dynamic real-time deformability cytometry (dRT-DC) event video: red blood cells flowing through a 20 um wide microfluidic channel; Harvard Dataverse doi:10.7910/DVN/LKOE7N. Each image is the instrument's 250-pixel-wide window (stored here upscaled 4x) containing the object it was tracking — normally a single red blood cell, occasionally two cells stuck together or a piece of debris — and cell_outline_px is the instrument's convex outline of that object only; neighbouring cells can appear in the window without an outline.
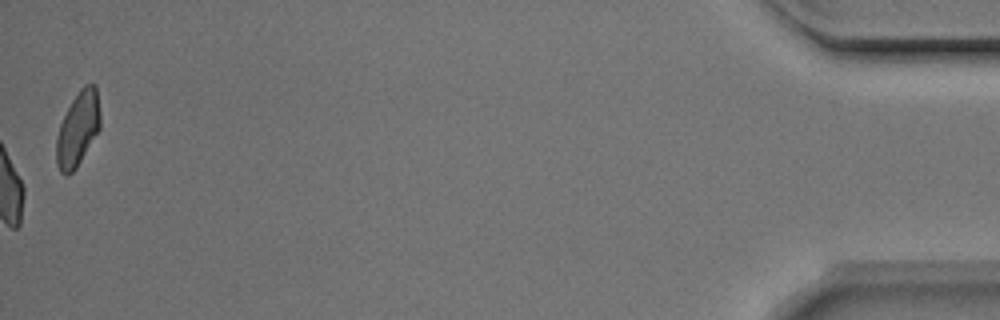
{"species": "Egyptian fruit bat (a non-hibernating species)", "species_latin": "Rousettus aegyptiacus", "temperature_condition": "room temperature", "stored_images_in_passage": 53, "camera_frame_rate_fps": 3000, "um_per_image_px": 0.085, "animal": {"sex": "male"}, "frame": {"image": 1, "passage_image": 53, "time_ms": 17.333, "image_size_px": [1000, 320], "cell_outline_px": [[100, 128], [76, 168], [68, 176], [60, 172], [56, 164], [56, 136], [60, 124], [72, 100], [80, 88], [84, 84], [96, 84], [100, 112]], "centroid_in_image_um": [6.61, 10.95], "position_along_channel_um": 428.6, "area_um2": 19.02}, "authors_computed_cell_mechanics": {"area_um2": 19.8832, "velocity_mm_per_s": 3.9747, "shape_relaxation_time_tau1_ms": 5.4097, "shape_relaxation_time_tau2_ms": 2.2061, "deformation_change_tau1": 0.145, "deformation_change_tau2": 0.0617}}